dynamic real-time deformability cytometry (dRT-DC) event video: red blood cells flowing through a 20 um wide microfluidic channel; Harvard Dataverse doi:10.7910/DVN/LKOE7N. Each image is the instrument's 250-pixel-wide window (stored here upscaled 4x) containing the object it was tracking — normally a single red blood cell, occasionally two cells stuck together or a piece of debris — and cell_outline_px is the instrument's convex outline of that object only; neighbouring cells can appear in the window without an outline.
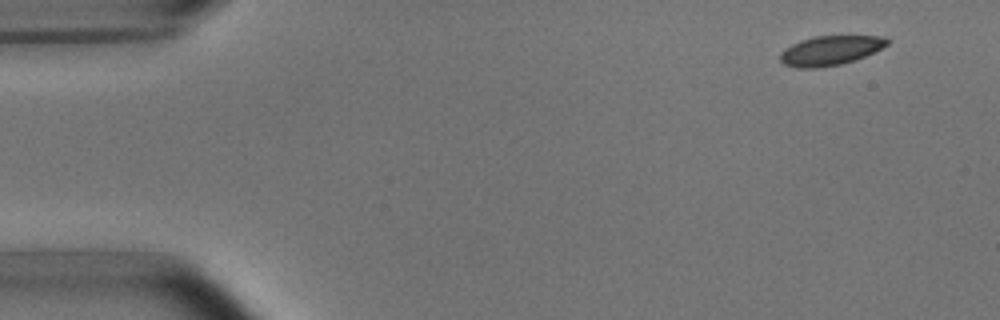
{"species": "common noctule bat (a hibernating species)", "species_latin": "Nyctalus noctula", "temperature_condition": "room temperature", "stored_images_in_passage": 7, "camera_frame_rate_fps": 3000, "um_per_image_px": 0.085, "animal": {"sex": "male", "body_mass_g": 15.6}, "frame": {"image": 1, "passage_image": 1, "time_ms": 0.0, "image_size_px": [1000, 320], "cell_outline_px": [[892, 40], [888, 44], [856, 60], [840, 64], [816, 68], [796, 68], [784, 64], [780, 60], [780, 52], [784, 48], [800, 40], [816, 36], [884, 36]], "centroid_in_image_um": [70.56, 4.29], "position_along_channel_um": 14.4, "area_um2": 18.38}}
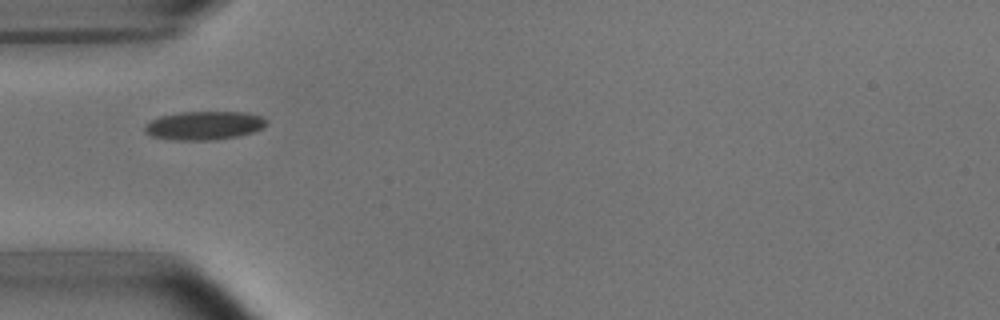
{"frame": {"image": 2, "passage_image": 5, "time_ms": 4.333, "image_size_px": [1000, 320], "cell_outline_px": [[268, 124], [264, 128], [240, 136], [212, 140], [172, 140], [152, 136], [144, 132], [144, 124], [160, 116], [180, 112], [244, 112], [264, 116], [268, 120]], "centroid_in_image_um": [17.39, 10.67], "position_along_channel_um": 67.6, "area_um2": 20.58}}
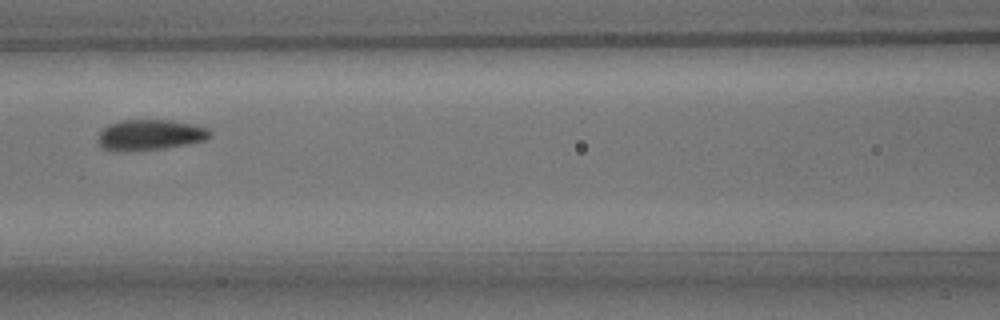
{"frame": {"image": 3, "passage_image": 7, "time_ms": 6.667, "image_size_px": [1000, 320], "cell_outline_px": [[212, 136], [204, 140], [188, 144], [160, 148], [128, 152], [108, 152], [96, 140], [100, 132], [108, 124], [120, 120], [172, 120], [196, 124], [208, 128], [212, 132]], "centroid_in_image_um": [12.73, 11.47], "position_along_channel_um": 153.9, "area_um2": 20.4}}